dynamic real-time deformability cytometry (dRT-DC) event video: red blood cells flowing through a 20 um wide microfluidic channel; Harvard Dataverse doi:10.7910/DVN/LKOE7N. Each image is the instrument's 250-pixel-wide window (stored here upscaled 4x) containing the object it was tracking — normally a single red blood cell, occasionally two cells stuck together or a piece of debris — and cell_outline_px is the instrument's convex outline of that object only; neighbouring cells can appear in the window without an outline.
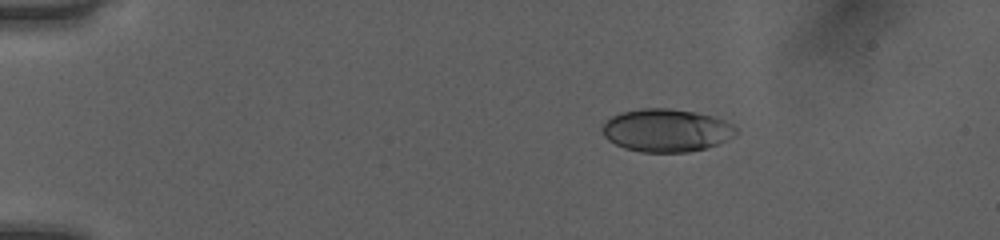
{"species": "human", "species_latin": "Homo sapiens", "temperature_condition": "room temperature", "stored_images_in_passage": 43, "camera_frame_rate_fps": 3000, "um_per_image_px": 0.085, "donor": {"sex": "female"}, "frame": {"image": 1, "passage_image": 1, "time_ms": 0.0, "image_size_px": [1000, 240], "cell_outline_px": [[736, 132], [724, 140], [716, 144], [704, 148], [688, 152], [640, 152], [624, 148], [608, 140], [604, 136], [600, 128], [612, 116], [624, 112], [644, 108], [668, 108], [692, 112], [712, 116], [724, 120], [732, 124], [736, 128]], "centroid_in_image_um": [56.59, 11.08], "position_along_channel_um": 28.4, "area_um2": 32.95}}
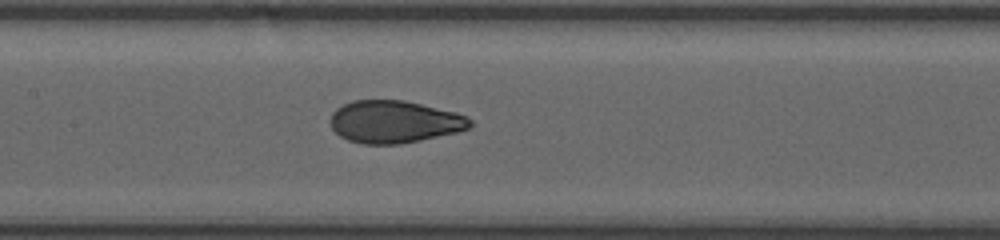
{"frame": {"image": 2, "passage_image": 18, "time_ms": 5.667, "image_size_px": [1000, 240], "cell_outline_px": [[472, 124], [468, 128], [456, 132], [420, 140], [400, 144], [364, 144], [348, 140], [340, 136], [332, 128], [328, 120], [332, 112], [336, 108], [352, 100], [404, 100], [452, 112], [464, 116], [472, 120]], "centroid_in_image_um": [33.45, 10.35], "position_along_channel_um": 174.0, "area_um2": 34.28}}
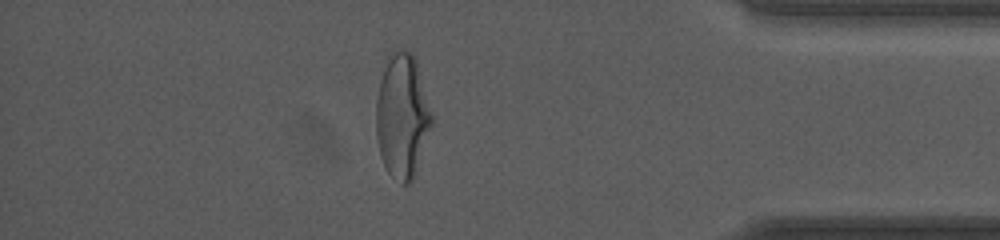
{"frame": {"image": 3, "passage_image": 37, "time_ms": 12.0, "image_size_px": [1000, 240], "cell_outline_px": [[432, 124], [416, 172], [412, 180], [408, 184], [400, 184], [388, 172], [380, 156], [376, 136], [376, 100], [380, 80], [388, 52], [400, 48], [412, 52], [416, 56], [432, 116]], "centroid_in_image_um": [34.18, 9.82], "position_along_channel_um": 401.0, "area_um2": 40.63}, "authors_computed_cell_mechanics": {"area_um2": 34.969, "velocity_mm_per_s": 4.0394, "shape_relaxation_time_tau1_ms": 4.0335, "shape_relaxation_time_tau2_ms": 0.7644, "deformation_change_tau1": 0.1764, "deformation_change_tau2": 0.0649}}